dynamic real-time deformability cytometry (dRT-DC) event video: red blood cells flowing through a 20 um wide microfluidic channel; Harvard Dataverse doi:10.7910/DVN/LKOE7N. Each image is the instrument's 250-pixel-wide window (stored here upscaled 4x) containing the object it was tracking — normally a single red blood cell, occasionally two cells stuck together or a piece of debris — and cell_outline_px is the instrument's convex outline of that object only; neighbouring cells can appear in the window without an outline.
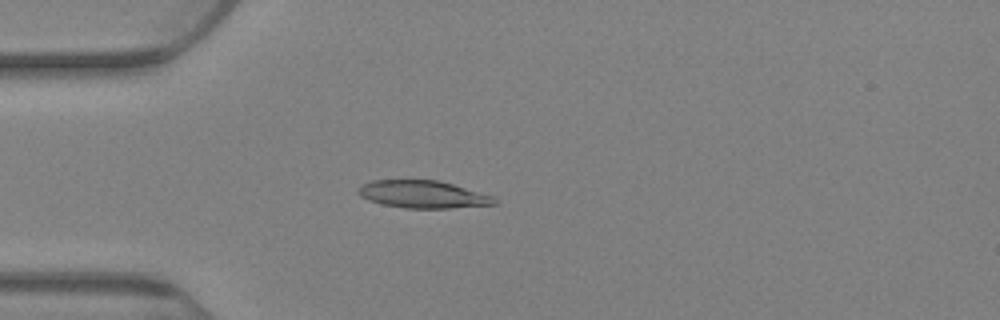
{"species": "Egyptian fruit bat (a non-hibernating species)", "species_latin": "Rousettus aegyptiacus", "temperature_condition": "warm", "stored_images_in_passage": 58, "camera_frame_rate_fps": 3000, "um_per_image_px": 0.085, "animal": {"sex": "female"}, "frame": {"image": 1, "passage_image": 2, "time_ms": 0.333, "image_size_px": [1000, 320], "cell_outline_px": [[500, 204], [448, 208], [408, 208], [384, 204], [368, 200], [360, 196], [356, 192], [364, 184], [372, 180], [440, 180], [496, 196], [500, 200]], "centroid_in_image_um": [36.06, 16.52], "position_along_channel_um": 48.9, "area_um2": 22.02}}
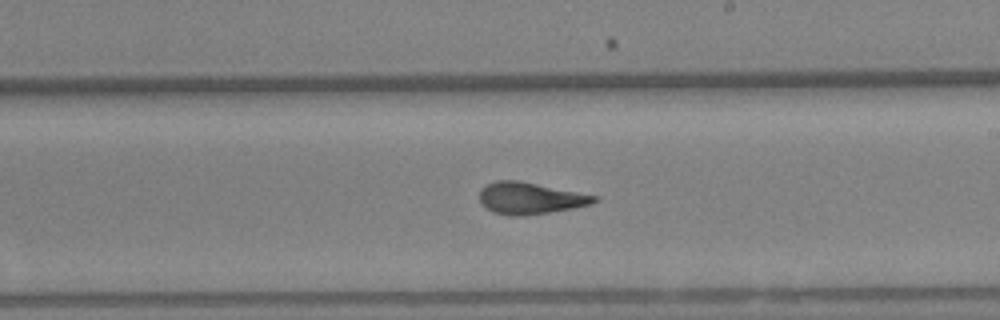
{"frame": {"image": 2, "passage_image": 26, "time_ms": 8.333, "image_size_px": [1000, 320], "cell_outline_px": [[600, 200], [592, 204], [572, 208], [548, 212], [516, 216], [512, 216], [492, 212], [480, 200], [480, 192], [488, 184], [496, 180], [516, 180], [596, 196]], "centroid_in_image_um": [45.06, 16.85], "position_along_channel_um": 243.9, "area_um2": 20.58}}
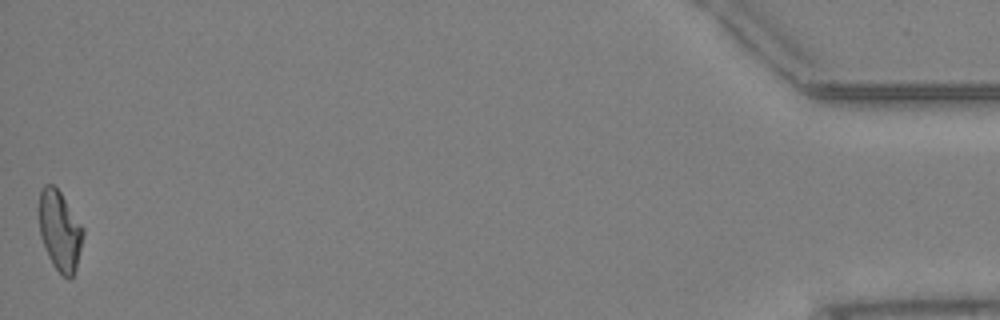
{"frame": {"image": 3, "passage_image": 58, "time_ms": 19.0, "image_size_px": [1000, 320], "cell_outline_px": [[84, 236], [76, 268], [72, 280], [68, 280], [52, 264], [44, 248], [40, 236], [36, 208], [40, 188], [44, 184], [52, 184], [60, 192], [84, 228]], "centroid_in_image_um": [5.04, 19.58], "position_along_channel_um": 430.2, "area_um2": 21.21}, "authors_computed_cell_mechanics": {"area_um2": 20.9525, "velocity_mm_per_s": 2.6344, "shape_relaxation_time_tau1_ms": null, "shape_relaxation_time_tau2_ms": 2.4603, "deformation_change_tau1": null, "deformation_change_tau2": 0.09}}